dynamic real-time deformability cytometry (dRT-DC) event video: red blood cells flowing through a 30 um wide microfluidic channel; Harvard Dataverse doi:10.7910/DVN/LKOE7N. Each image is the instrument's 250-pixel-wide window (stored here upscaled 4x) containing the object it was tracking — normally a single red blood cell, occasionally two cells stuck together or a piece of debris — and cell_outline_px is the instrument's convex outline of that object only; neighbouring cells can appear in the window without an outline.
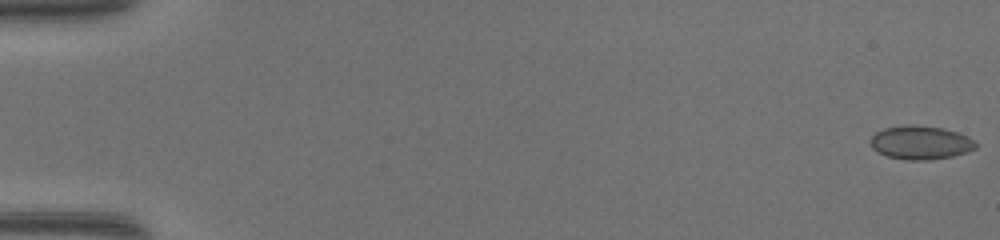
{"species": "common noctule bat (a hibernating species)", "species_latin": "Nyctalus noctula", "temperature_condition": "warm", "stored_images_in_passage": 49, "camera_frame_rate_fps": 3000, "um_per_image_px": 0.085, "animal": {"sex": "female", "body_mass_g": 17.0, "forearm_length_mm": 48.0}, "frame": {"image": 1, "passage_image": 1, "time_ms": 0.0, "image_size_px": [1000, 240], "cell_outline_px": [[976, 148], [968, 152], [952, 156], [932, 160], [908, 160], [888, 156], [872, 148], [872, 136], [876, 132], [884, 128], [908, 124], [912, 124], [944, 128], [968, 136], [976, 140]], "centroid_in_image_um": [78.3, 12.11], "position_along_channel_um": 6.7, "area_um2": 20.63}}
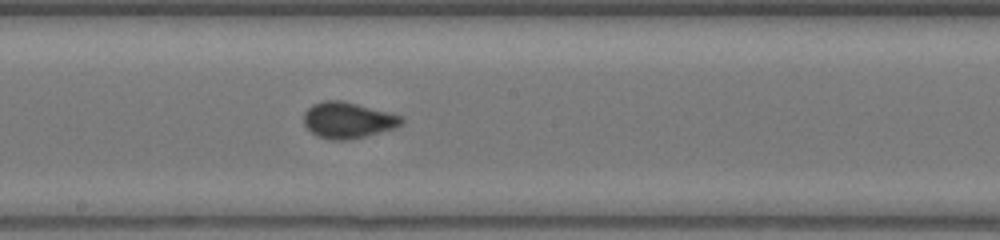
{"frame": {"image": 2, "passage_image": 28, "time_ms": 9.0, "image_size_px": [1000, 240], "cell_outline_px": [[404, 120], [396, 128], [364, 136], [344, 140], [332, 140], [316, 136], [304, 124], [304, 112], [312, 104], [324, 100], [344, 100], [404, 116]], "centroid_in_image_um": [29.57, 10.2], "position_along_channel_um": 218.6, "area_um2": 20.63}}
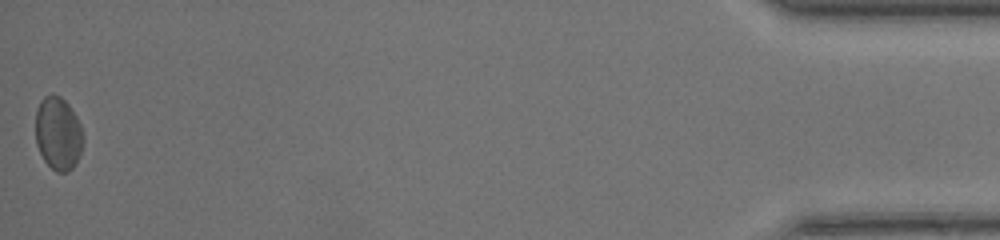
{"frame": {"image": 3, "passage_image": 49, "time_ms": 16.0, "image_size_px": [1000, 240], "cell_outline_px": [[84, 140], [76, 164], [68, 172], [56, 172], [44, 160], [36, 144], [36, 112], [40, 100], [44, 96], [52, 92], [60, 96], [68, 104], [76, 116], [80, 124], [84, 136]], "centroid_in_image_um": [4.95, 11.33], "position_along_channel_um": 430.3, "area_um2": 20.46}, "authors_computed_cell_mechanics": {"area_um2": 19.7676, "velocity_mm_per_s": 4.3724, "shape_relaxation_time_tau1_ms": 4.9971, "shape_relaxation_time_tau2_ms": null, "deformation_change_tau1": 0.1075, "deformation_change_tau2": null}}